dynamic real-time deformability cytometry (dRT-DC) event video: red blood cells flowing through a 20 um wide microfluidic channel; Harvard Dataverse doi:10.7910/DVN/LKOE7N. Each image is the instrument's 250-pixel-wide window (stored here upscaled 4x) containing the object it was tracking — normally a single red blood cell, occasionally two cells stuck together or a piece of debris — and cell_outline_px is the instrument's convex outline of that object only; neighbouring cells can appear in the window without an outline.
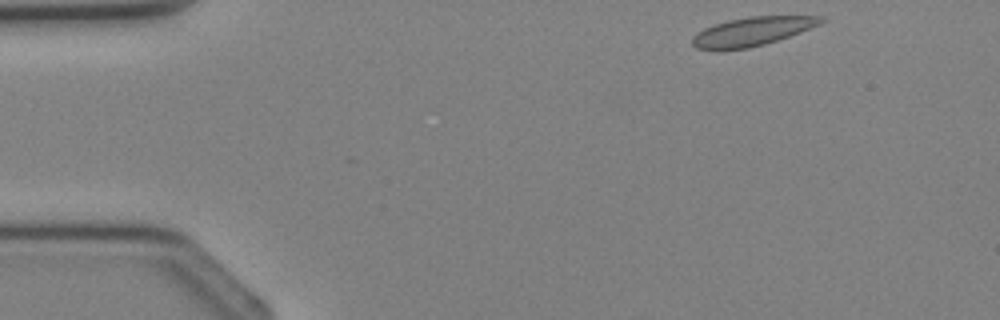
{"species": "Egyptian fruit bat (a non-hibernating species)", "species_latin": "Rousettus aegyptiacus", "temperature_condition": "cold", "stored_images_in_passage": 33, "camera_frame_rate_fps": 3000, "um_per_image_px": 0.085, "animal": {"sex": "female"}, "frame": {"image": 1, "passage_image": 1, "time_ms": 0.0, "image_size_px": [1000, 320], "cell_outline_px": [[828, 20], [820, 24], [800, 32], [764, 44], [748, 48], [720, 52], [716, 52], [696, 48], [692, 44], [692, 36], [704, 28], [728, 20], [752, 16], [824, 16]], "centroid_in_image_um": [63.89, 2.7], "position_along_channel_um": 21.1, "area_um2": 21.79}}
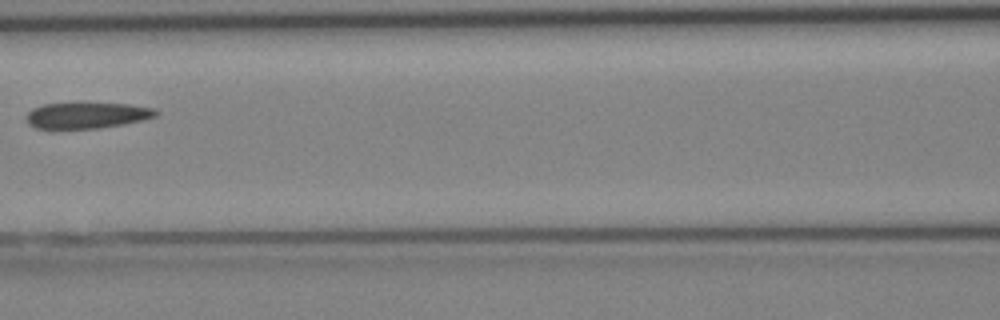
{"frame": {"image": 2, "passage_image": 13, "time_ms": 4.0, "image_size_px": [1000, 320], "cell_outline_px": [[160, 112], [156, 116], [144, 120], [96, 128], [36, 128], [28, 124], [28, 112], [32, 108], [44, 104], [80, 100], [128, 104], [156, 108]], "centroid_in_image_um": [7.41, 9.74], "position_along_channel_um": 159.2, "area_um2": 20.4}}
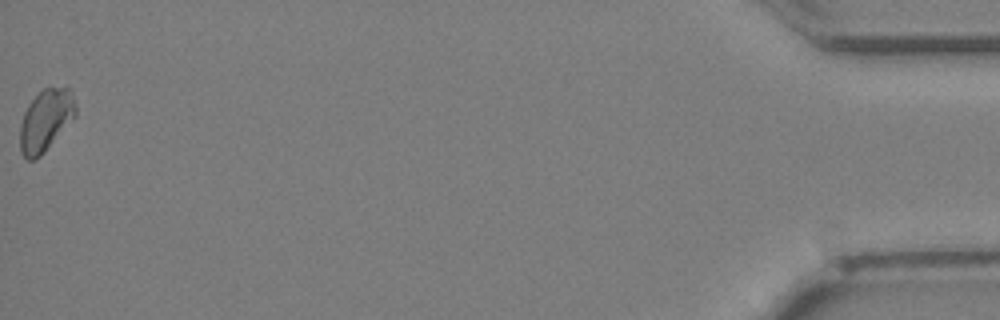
{"frame": {"image": 3, "passage_image": 33, "time_ms": 10.667, "image_size_px": [1000, 320], "cell_outline_px": [[76, 116], [44, 152], [40, 156], [32, 160], [28, 160], [20, 152], [20, 124], [24, 112], [28, 104], [44, 88], [68, 88], [76, 104]], "centroid_in_image_um": [3.87, 10.25], "position_along_channel_um": 431.3, "area_um2": 19.77}}